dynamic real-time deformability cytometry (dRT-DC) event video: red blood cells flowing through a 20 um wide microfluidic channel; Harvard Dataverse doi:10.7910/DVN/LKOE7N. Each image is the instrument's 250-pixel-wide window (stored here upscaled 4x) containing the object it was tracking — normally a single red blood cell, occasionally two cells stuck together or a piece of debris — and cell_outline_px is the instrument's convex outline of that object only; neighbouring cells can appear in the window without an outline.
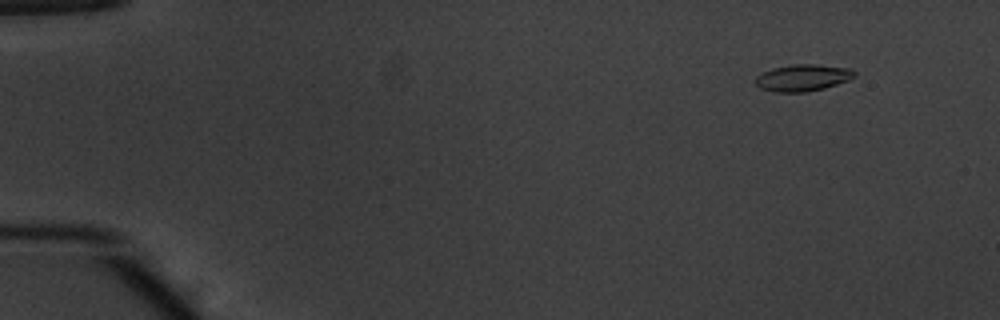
{"species": "common noctule bat (a hibernating species)", "species_latin": "Nyctalus noctula", "temperature_condition": "warm", "stored_images_in_passage": 49, "camera_frame_rate_fps": 3000, "um_per_image_px": 0.085, "animal": {"sex": "male", "body_mass_g": 20.1, "forearm_length_mm": 53.5}, "frame": {"image": 1, "passage_image": 1, "time_ms": 0.0, "image_size_px": [1000, 320], "cell_outline_px": [[856, 76], [848, 80], [824, 88], [804, 92], [776, 92], [760, 88], [756, 84], [756, 76], [772, 68], [792, 64], [816, 64], [852, 68], [856, 72]], "centroid_in_image_um": [68.26, 6.59], "position_along_channel_um": 16.7, "area_um2": 15.43}}
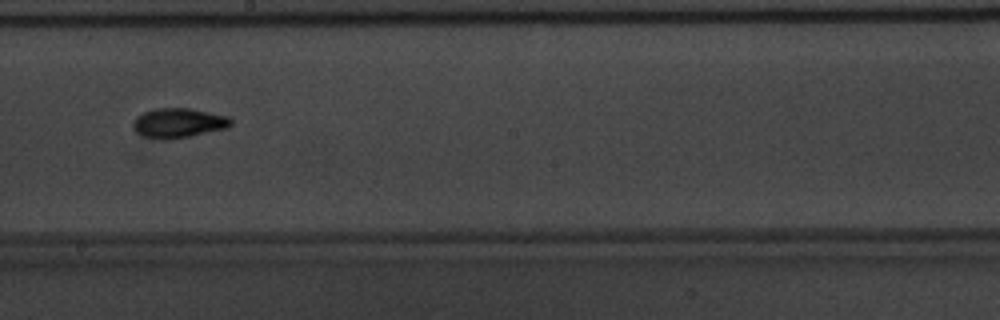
{"frame": {"image": 2, "passage_image": 27, "time_ms": 8.667, "image_size_px": [1000, 320], "cell_outline_px": [[232, 124], [228, 128], [168, 140], [160, 140], [144, 136], [136, 132], [132, 128], [132, 124], [136, 116], [144, 112], [156, 108], [188, 108], [228, 116], [232, 120]], "centroid_in_image_um": [15.14, 10.46], "position_along_channel_um": 233.1, "area_um2": 16.94}}
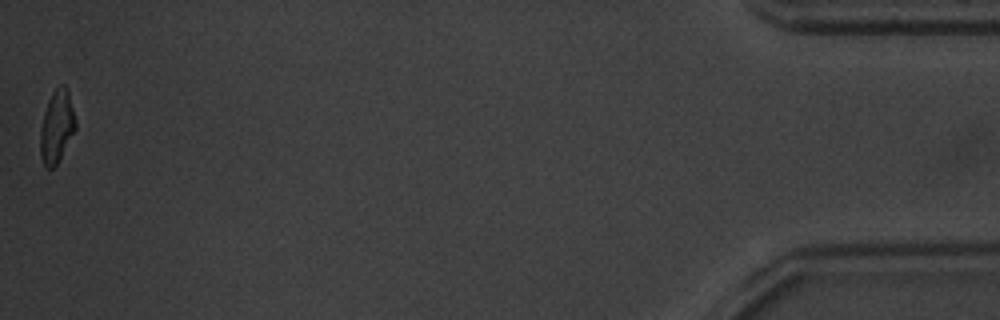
{"frame": {"image": 3, "passage_image": 49, "time_ms": 16.0, "image_size_px": [1000, 320], "cell_outline_px": [[76, 128], [56, 164], [52, 168], [44, 168], [40, 156], [40, 128], [44, 112], [48, 100], [52, 92], [60, 84], [64, 84], [68, 88], [76, 120]], "centroid_in_image_um": [4.81, 10.73], "position_along_channel_um": 430.4, "area_um2": 14.97}, "authors_computed_cell_mechanics": {"area_um2": 15.5482, "velocity_mm_per_s": 3.8853, "shape_relaxation_time_tau1_ms": 3.5628, "shape_relaxation_time_tau2_ms": 1.9787, "deformation_change_tau1": 0.1604, "deformation_change_tau2": 0.0806}}